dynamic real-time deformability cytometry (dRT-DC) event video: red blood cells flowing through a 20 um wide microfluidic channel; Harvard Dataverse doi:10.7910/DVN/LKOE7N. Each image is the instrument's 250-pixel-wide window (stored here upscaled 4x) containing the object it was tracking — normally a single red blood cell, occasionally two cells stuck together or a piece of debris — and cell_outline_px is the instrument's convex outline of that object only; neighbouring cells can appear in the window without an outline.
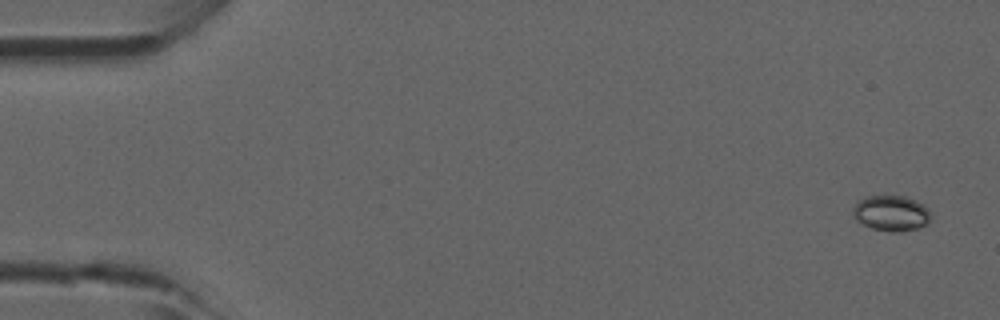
{"species": "common noctule bat (a hibernating species)", "species_latin": "Nyctalus noctula", "temperature_condition": "room temperature", "stored_images_in_passage": 6, "camera_frame_rate_fps": 3000, "um_per_image_px": 0.085, "animal": {"sex": "male", "forearm_length_mm": 52.5}, "frame": {"image": 1, "passage_image": 1, "time_ms": 0.0, "image_size_px": [1000, 320], "cell_outline_px": [[932, 216], [924, 224], [916, 228], [904, 232], [888, 232], [872, 228], [856, 220], [852, 216], [852, 208], [856, 200], [864, 196], [904, 196], [916, 200], [924, 204], [928, 208]], "centroid_in_image_um": [75.71, 18.11], "position_along_channel_um": 9.3, "area_um2": 16.42}}
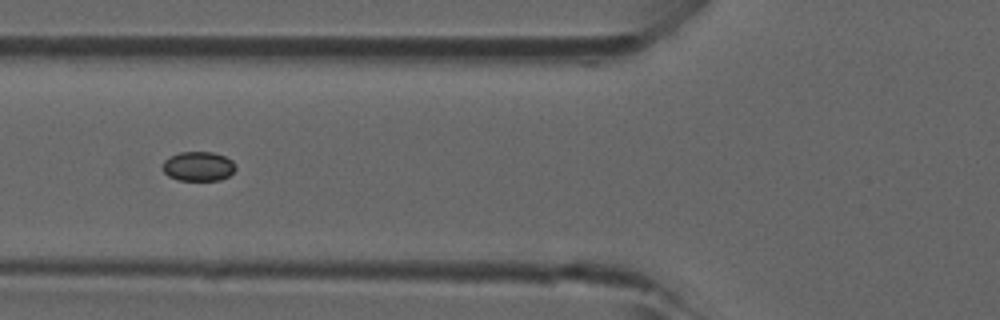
{"frame": {"image": 2, "passage_image": 5, "time_ms": 1.333, "image_size_px": [1000, 320], "cell_outline_px": [[236, 168], [228, 176], [220, 180], [180, 180], [168, 176], [164, 172], [164, 160], [180, 152], [212, 152], [224, 156], [232, 160], [236, 164]], "centroid_in_image_um": [16.89, 14.14], "position_along_channel_um": 108.9, "area_um2": 12.37}}
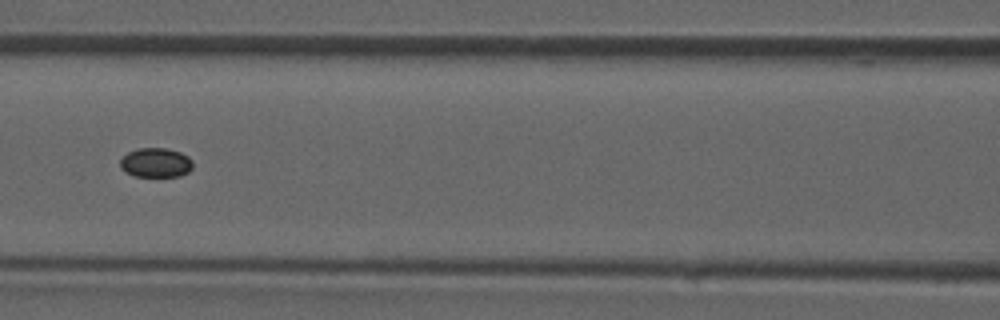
{"frame": {"image": 3, "passage_image": 6, "time_ms": 1.667, "image_size_px": [1000, 320], "cell_outline_px": [[192, 168], [188, 172], [180, 176], [136, 176], [124, 172], [120, 168], [120, 160], [128, 152], [136, 148], [164, 148], [180, 152], [188, 156], [192, 160]], "centroid_in_image_um": [13.23, 13.82], "position_along_channel_um": 153.4, "area_um2": 12.48}}